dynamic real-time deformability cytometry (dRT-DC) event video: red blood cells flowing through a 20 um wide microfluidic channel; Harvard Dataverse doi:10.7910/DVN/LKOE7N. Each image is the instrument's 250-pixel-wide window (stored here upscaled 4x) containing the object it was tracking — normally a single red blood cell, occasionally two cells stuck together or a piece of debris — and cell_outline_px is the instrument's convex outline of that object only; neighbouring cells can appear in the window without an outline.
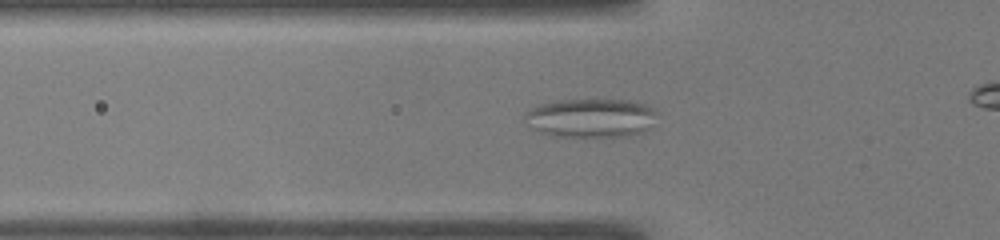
{"species": "common noctule bat (a hibernating species)", "species_latin": "Nyctalus noctula", "temperature_condition": "warm", "stored_images_in_passage": 38, "camera_frame_rate_fps": 3000, "um_per_image_px": 0.085, "animal": {"sex": "male", "body_mass_g": 19.0, "forearm_length_mm": 50.8}, "frame": {"image": 1, "passage_image": 13, "time_ms": 4.0, "image_size_px": [1000, 240], "cell_outline_px": [[656, 112], [648, 128], [644, 132], [628, 136], [552, 136], [540, 132], [532, 128], [520, 116], [524, 112], [540, 104], [556, 100], [628, 100], [644, 104], [652, 108]], "centroid_in_image_um": [50.15, 10.02], "position_along_channel_um": 75.7, "area_um2": 29.88}}
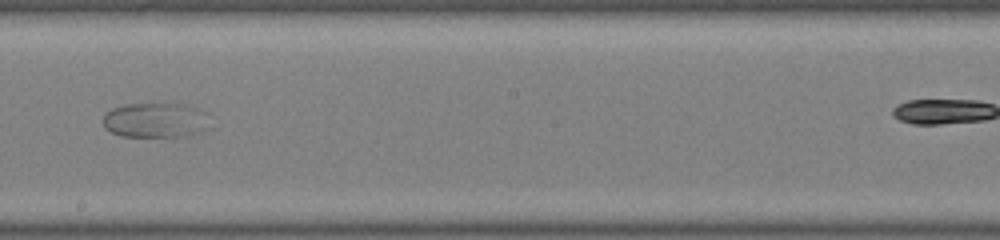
{"frame": {"image": 2, "passage_image": 25, "time_ms": 8.0, "image_size_px": [1000, 240], "cell_outline_px": [[204, 128], [188, 136], [120, 136], [104, 128], [104, 116], [112, 108], [124, 104], [180, 104], [196, 108], [204, 112]], "centroid_in_image_um": [13.1, 10.21], "position_along_channel_um": 235.1, "area_um2": 20.98}}
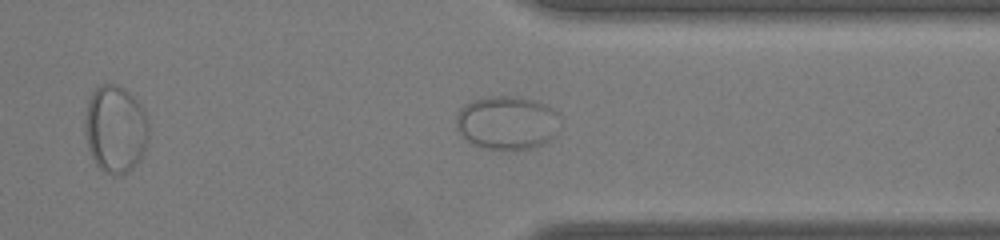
{"frame": {"image": 3, "passage_image": 35, "time_ms": 11.333, "image_size_px": [1000, 240], "cell_outline_px": [[556, 112], [552, 136], [544, 144], [532, 148], [480, 148], [468, 140], [460, 132], [456, 124], [456, 116], [460, 108], [464, 104], [472, 100], [488, 96], [516, 96], [532, 100], [544, 104], [552, 108]], "centroid_in_image_um": [43.01, 10.4], "position_along_channel_um": 368.4, "area_um2": 31.56}}